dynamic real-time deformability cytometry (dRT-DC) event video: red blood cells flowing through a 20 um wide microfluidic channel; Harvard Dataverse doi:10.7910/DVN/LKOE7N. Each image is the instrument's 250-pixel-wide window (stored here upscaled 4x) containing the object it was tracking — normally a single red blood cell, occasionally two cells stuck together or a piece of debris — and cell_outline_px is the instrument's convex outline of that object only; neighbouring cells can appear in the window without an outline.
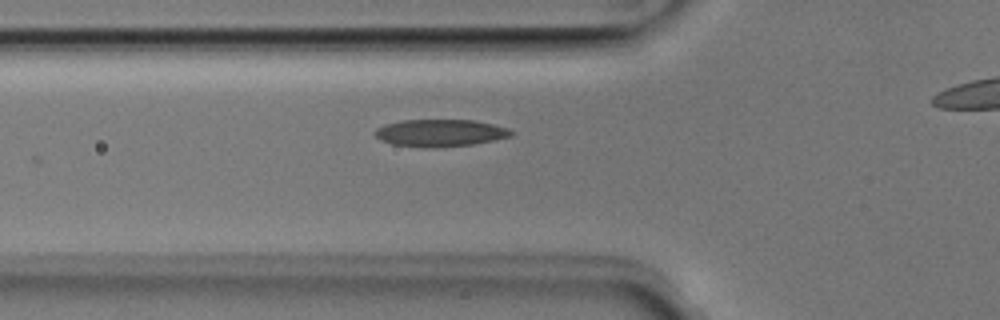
{"species": "Egyptian fruit bat (a non-hibernating species)", "species_latin": "Rousettus aegyptiacus", "temperature_condition": "room temperature", "stored_images_in_passage": 18, "camera_frame_rate_fps": 3000, "um_per_image_px": 0.085, "animal": {"sex": "male"}, "frame": {"image": 1, "passage_image": 4, "time_ms": 1.0, "image_size_px": [1000, 320], "cell_outline_px": [[516, 132], [512, 136], [472, 144], [432, 148], [392, 144], [380, 140], [372, 132], [376, 128], [384, 124], [404, 120], [476, 120], [508, 128]], "centroid_in_image_um": [37.4, 11.29], "position_along_channel_um": 88.4, "area_um2": 21.62}}
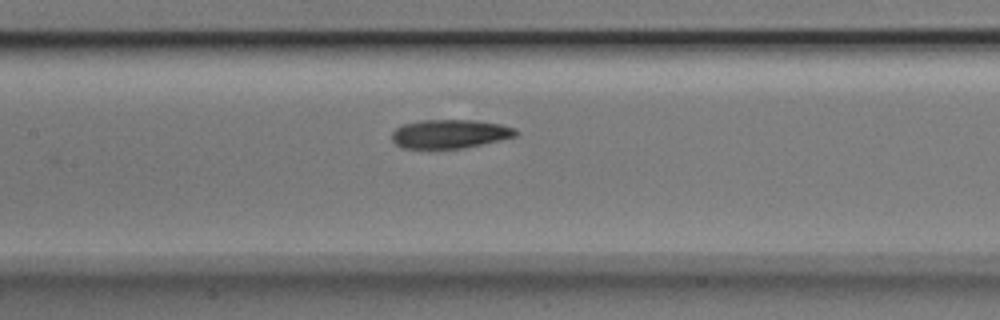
{"frame": {"image": 2, "passage_image": 10, "time_ms": 3.0, "image_size_px": [1000, 320], "cell_outline_px": [[520, 132], [516, 136], [464, 148], [404, 148], [396, 144], [392, 140], [392, 132], [396, 128], [404, 124], [420, 120], [472, 120], [500, 124], [516, 128]], "centroid_in_image_um": [38.25, 11.37], "position_along_channel_um": 169.2, "area_um2": 20.69}}
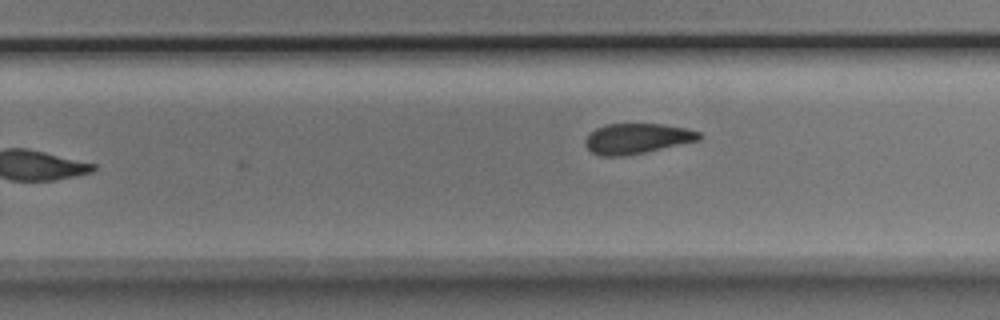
{"frame": {"image": 3, "passage_image": 18, "time_ms": 5.667, "image_size_px": [1000, 320], "cell_outline_px": [[704, 136], [700, 140], [644, 152], [624, 156], [600, 156], [592, 152], [584, 144], [584, 140], [596, 128], [604, 124], [664, 124], [688, 128], [700, 132]], "centroid_in_image_um": [54.17, 11.77], "position_along_channel_um": 275.6, "area_um2": 20.17}}